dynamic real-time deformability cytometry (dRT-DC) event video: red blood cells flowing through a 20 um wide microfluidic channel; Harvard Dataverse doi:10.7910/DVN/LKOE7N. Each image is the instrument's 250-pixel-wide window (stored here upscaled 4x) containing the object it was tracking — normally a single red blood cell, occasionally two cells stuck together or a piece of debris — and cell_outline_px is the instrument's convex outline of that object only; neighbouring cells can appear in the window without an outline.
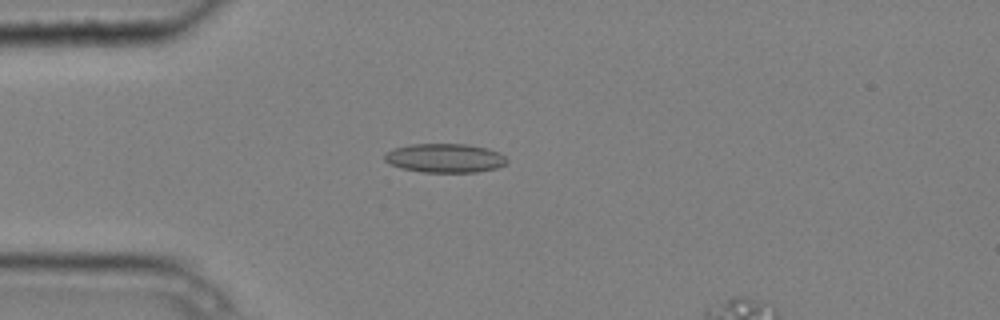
{"species": "common noctule bat (a hibernating species)", "species_latin": "Nyctalus noctula", "temperature_condition": "cold", "stored_images_in_passage": 5, "camera_frame_rate_fps": 3000, "um_per_image_px": 0.085, "animal": {"sex": "male", "body_mass_g": 20.4}, "frame": {"image": 1, "passage_image": 4, "time_ms": 1.0, "image_size_px": [1000, 320], "cell_outline_px": [[508, 160], [504, 164], [496, 168], [476, 172], [420, 172], [400, 168], [384, 160], [384, 152], [392, 148], [408, 144], [468, 144], [488, 148], [500, 152]], "centroid_in_image_um": [37.78, 13.43], "position_along_channel_um": 47.2, "area_um2": 20.87}}